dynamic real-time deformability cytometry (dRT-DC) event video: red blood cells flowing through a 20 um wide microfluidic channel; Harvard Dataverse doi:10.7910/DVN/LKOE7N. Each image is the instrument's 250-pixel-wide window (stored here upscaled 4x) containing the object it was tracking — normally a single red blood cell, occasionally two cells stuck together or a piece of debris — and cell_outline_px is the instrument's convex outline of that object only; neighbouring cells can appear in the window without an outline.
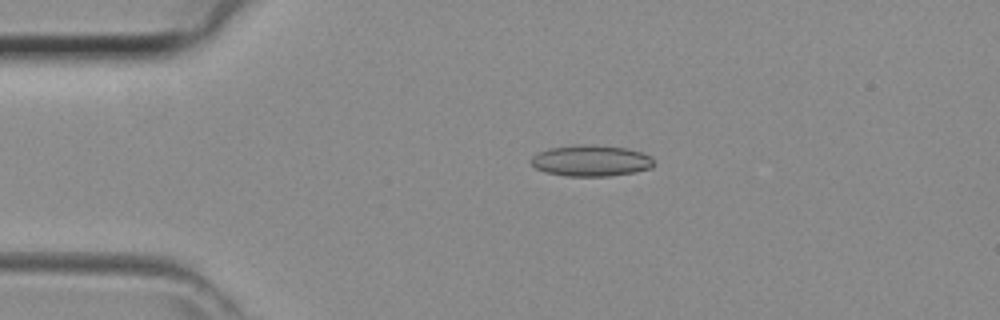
{"species": "common noctule bat (a hibernating species)", "species_latin": "Nyctalus noctula", "temperature_condition": "room temperature", "stored_images_in_passage": 31, "camera_frame_rate_fps": 3000, "um_per_image_px": 0.085, "animal": {"sex": "female", "body_mass_g": 29.2, "forearm_length_mm": 56.3}, "frame": {"image": 1, "passage_image": 3, "time_ms": 0.667, "image_size_px": [1000, 320], "cell_outline_px": [[656, 164], [652, 168], [636, 172], [608, 176], [568, 176], [548, 172], [536, 168], [528, 160], [532, 156], [540, 152], [552, 148], [624, 148], [640, 152], [652, 156]], "centroid_in_image_um": [50.31, 13.73], "position_along_channel_um": 34.7, "area_um2": 21.1}}
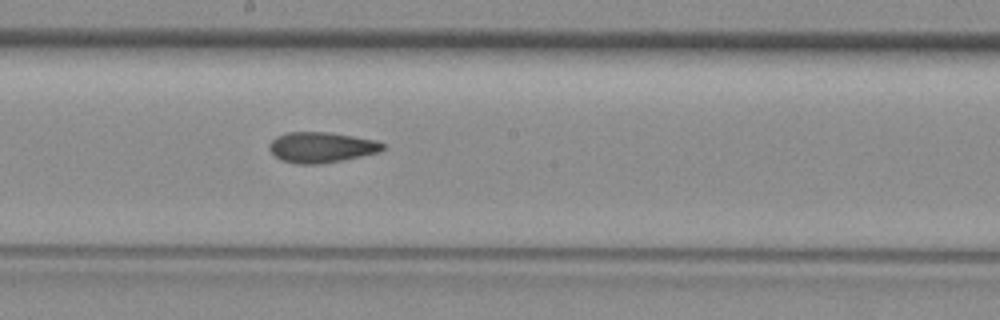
{"frame": {"image": 2, "passage_image": 17, "time_ms": 5.333, "image_size_px": [1000, 320], "cell_outline_px": [[384, 148], [380, 152], [344, 160], [320, 164], [296, 164], [280, 160], [268, 148], [268, 144], [276, 136], [284, 132], [328, 132], [376, 140], [384, 144]], "centroid_in_image_um": [27.29, 12.52], "position_along_channel_um": 220.9, "area_um2": 20.35}}
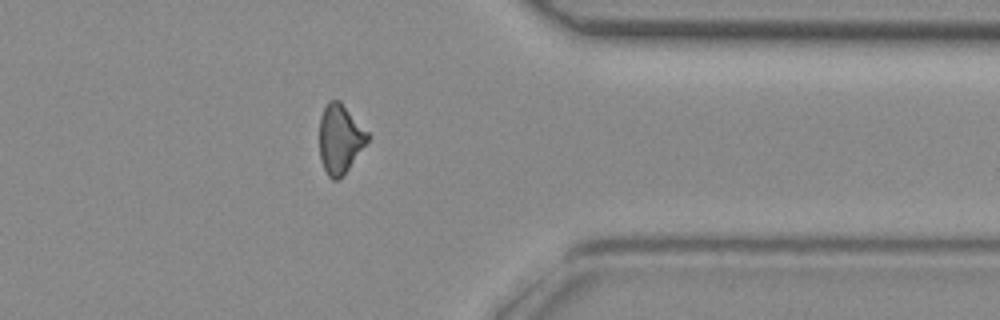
{"frame": {"image": 3, "passage_image": 28, "time_ms": 9.0, "image_size_px": [1000, 320], "cell_outline_px": [[368, 140], [348, 168], [336, 180], [332, 180], [328, 176], [320, 160], [320, 116], [328, 100], [340, 100], [368, 132]], "centroid_in_image_um": [28.88, 11.77], "position_along_channel_um": 382.5, "area_um2": 19.02}}